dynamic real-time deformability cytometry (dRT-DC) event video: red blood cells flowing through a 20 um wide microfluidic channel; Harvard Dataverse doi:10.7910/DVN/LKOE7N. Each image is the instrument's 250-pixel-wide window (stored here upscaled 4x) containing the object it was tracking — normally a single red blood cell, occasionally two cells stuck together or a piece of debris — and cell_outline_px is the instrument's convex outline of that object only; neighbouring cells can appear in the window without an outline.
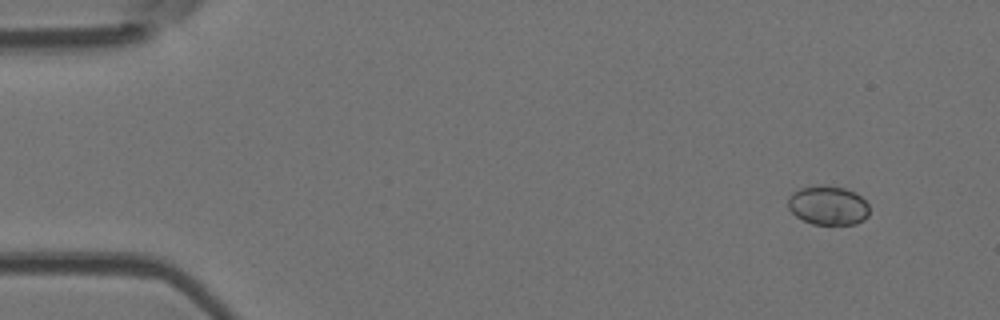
{"species": "Egyptian fruit bat (a non-hibernating species)", "species_latin": "Rousettus aegyptiacus", "temperature_condition": "room temperature", "stored_images_in_passage": 7, "camera_frame_rate_fps": 3000, "um_per_image_px": 0.085, "animal": {"sex": "female"}, "frame": {"image": 1, "passage_image": 1, "time_ms": 0.0, "image_size_px": [1000, 320], "cell_outline_px": [[868, 216], [864, 220], [856, 224], [812, 224], [796, 216], [788, 208], [788, 196], [792, 192], [800, 188], [816, 184], [824, 184], [844, 188], [856, 192], [868, 204]], "centroid_in_image_um": [70.37, 17.44], "position_along_channel_um": 14.6, "area_um2": 18.79}}
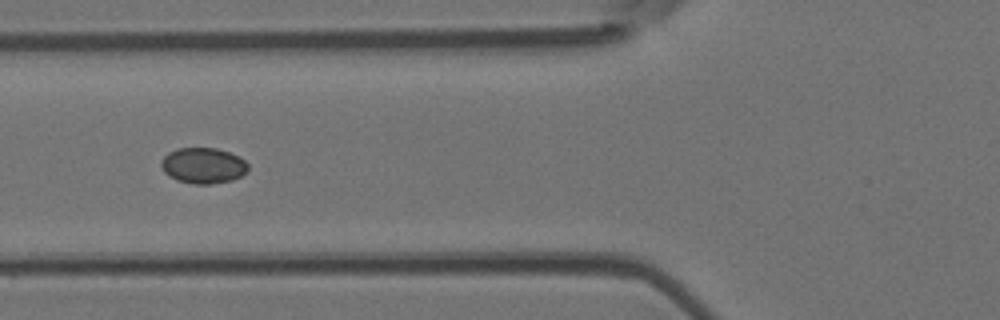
{"frame": {"image": 2, "passage_image": 5, "time_ms": 5.333, "image_size_px": [1000, 320], "cell_outline_px": [[248, 168], [240, 176], [232, 180], [212, 184], [196, 184], [176, 180], [164, 172], [160, 164], [160, 160], [168, 152], [176, 148], [216, 148], [228, 152], [244, 160], [248, 164]], "centroid_in_image_um": [17.23, 14.07], "position_along_channel_um": 108.6, "area_um2": 18.03}}
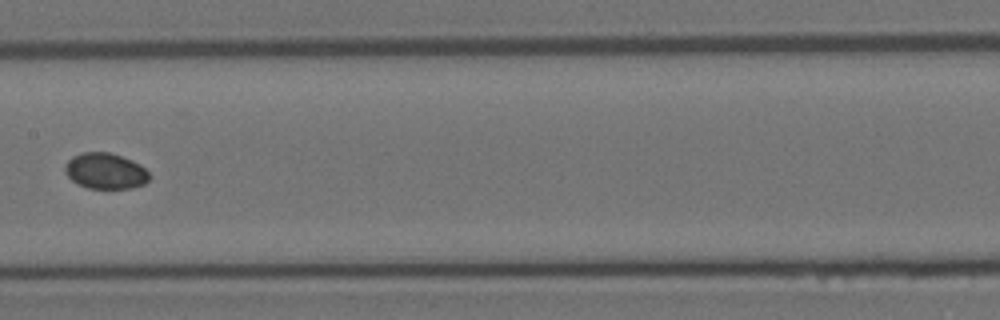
{"frame": {"image": 3, "passage_image": 7, "time_ms": 7.667, "image_size_px": [1000, 320], "cell_outline_px": [[152, 176], [144, 184], [132, 188], [88, 188], [76, 184], [64, 172], [64, 164], [72, 156], [84, 152], [108, 152], [132, 160], [140, 164]], "centroid_in_image_um": [8.95, 14.54], "position_along_channel_um": 198.5, "area_um2": 17.74}}